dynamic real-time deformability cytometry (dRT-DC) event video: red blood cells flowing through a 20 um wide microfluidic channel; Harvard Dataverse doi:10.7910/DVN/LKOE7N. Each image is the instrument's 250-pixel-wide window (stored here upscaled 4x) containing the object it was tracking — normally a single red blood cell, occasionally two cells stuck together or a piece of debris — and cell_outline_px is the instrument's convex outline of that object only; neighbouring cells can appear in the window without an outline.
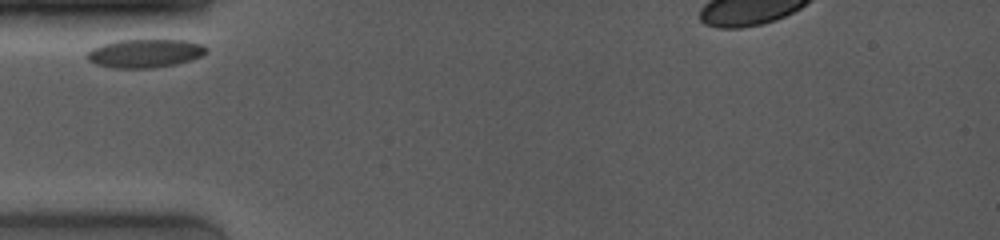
{"species": "common noctule bat (a hibernating species)", "species_latin": "Nyctalus noctula", "temperature_condition": "room temperature", "stored_images_in_passage": 4, "camera_frame_rate_fps": 4000, "um_per_image_px": 0.085, "animal": {"sex": "female", "body_mass_g": 19.0, "forearm_length_mm": 53.3}, "frame": {"image": 1, "passage_image": 1, "time_ms": 0.0, "image_size_px": [1000, 240], "cell_outline_px": [[208, 52], [204, 56], [176, 64], [156, 68], [112, 68], [96, 64], [88, 60], [84, 56], [92, 48], [100, 44], [116, 40], [184, 40], [204, 44], [208, 48]], "centroid_in_image_um": [12.34, 4.53], "position_along_channel_um": 72.7, "area_um2": 20.17}}
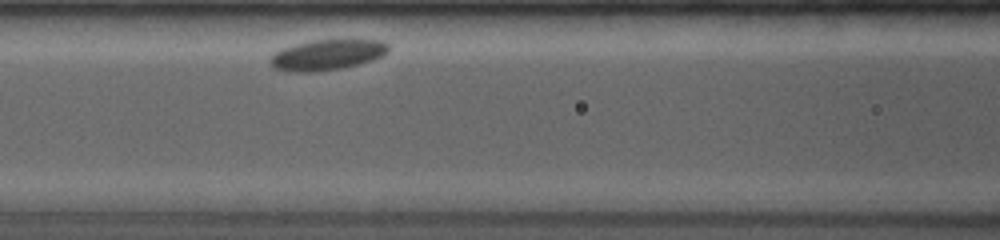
{"frame": {"image": 2, "passage_image": 4, "time_ms": 2.0, "image_size_px": [1000, 240], "cell_outline_px": [[388, 52], [384, 56], [360, 64], [340, 68], [316, 72], [288, 72], [276, 68], [268, 64], [268, 60], [276, 52], [284, 48], [296, 44], [312, 40], [380, 40], [388, 44]], "centroid_in_image_um": [27.81, 4.67], "position_along_channel_um": 138.8, "area_um2": 21.04}}